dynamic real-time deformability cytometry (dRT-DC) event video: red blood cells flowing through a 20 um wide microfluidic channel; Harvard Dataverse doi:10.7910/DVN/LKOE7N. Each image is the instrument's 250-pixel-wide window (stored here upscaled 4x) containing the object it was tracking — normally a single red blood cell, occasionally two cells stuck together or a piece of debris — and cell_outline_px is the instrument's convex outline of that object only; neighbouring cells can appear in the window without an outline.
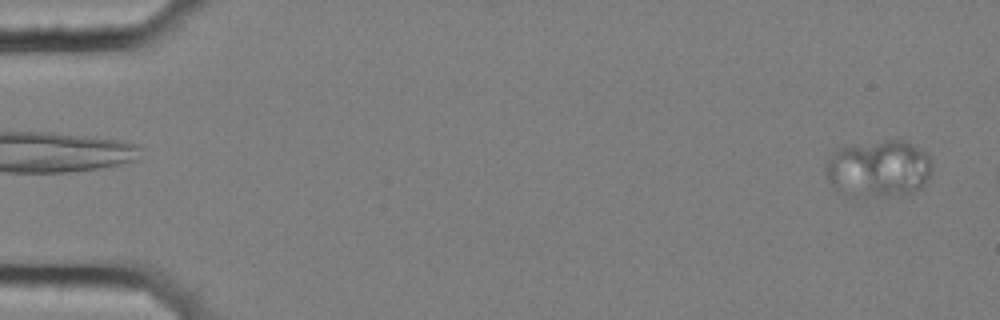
{"species": "common noctule bat (a hibernating species)", "species_latin": "Nyctalus noctula", "temperature_condition": "cold", "stored_images_in_passage": 11, "camera_frame_rate_fps": 3000, "um_per_image_px": 0.085, "animal": {"sex": "female", "body_mass_g": 25.1}, "frame": {"image": 1, "passage_image": 2, "time_ms": 0.333, "image_size_px": [1000, 320], "cell_outline_px": [[932, 168], [924, 184], [920, 188], [912, 192], [876, 196], [872, 196], [840, 192], [828, 180], [824, 168], [828, 160], [836, 148], [888, 140], [908, 140], [924, 152], [932, 160]], "centroid_in_image_um": [74.69, 14.3], "position_along_channel_um": 10.3, "area_um2": 34.8}}